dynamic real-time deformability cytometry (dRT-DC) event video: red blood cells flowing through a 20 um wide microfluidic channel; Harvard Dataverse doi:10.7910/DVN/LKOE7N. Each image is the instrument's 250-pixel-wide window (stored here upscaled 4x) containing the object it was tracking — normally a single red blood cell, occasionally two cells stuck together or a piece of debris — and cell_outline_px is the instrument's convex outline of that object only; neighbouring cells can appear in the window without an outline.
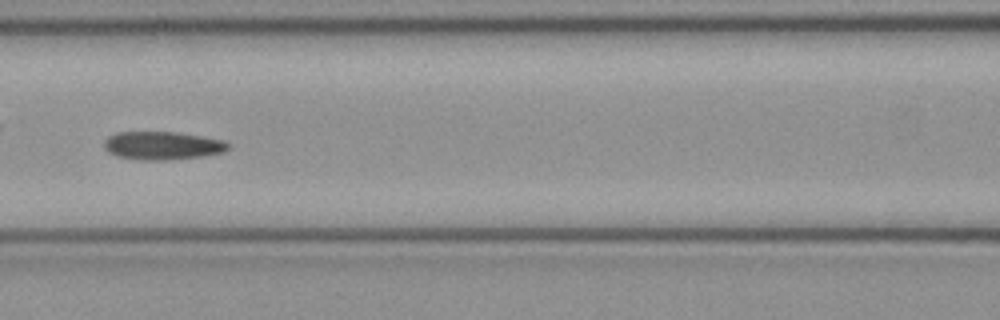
{"species": "common noctule bat (a hibernating species)", "species_latin": "Nyctalus noctula", "temperature_condition": "cold", "stored_images_in_passage": 7, "camera_frame_rate_fps": 3000, "um_per_image_px": 0.085, "animal": {"sex": "female", "body_mass_g": 21.9}, "frame": {"image": 1, "passage_image": 7, "time_ms": 2.0, "image_size_px": [1000, 320], "cell_outline_px": [[232, 144], [224, 152], [204, 156], [168, 160], [140, 160], [116, 156], [108, 152], [104, 148], [104, 140], [108, 136], [116, 132], [176, 132], [224, 140]], "centroid_in_image_um": [13.8, 12.38], "position_along_channel_um": 152.8, "area_um2": 20.58}}